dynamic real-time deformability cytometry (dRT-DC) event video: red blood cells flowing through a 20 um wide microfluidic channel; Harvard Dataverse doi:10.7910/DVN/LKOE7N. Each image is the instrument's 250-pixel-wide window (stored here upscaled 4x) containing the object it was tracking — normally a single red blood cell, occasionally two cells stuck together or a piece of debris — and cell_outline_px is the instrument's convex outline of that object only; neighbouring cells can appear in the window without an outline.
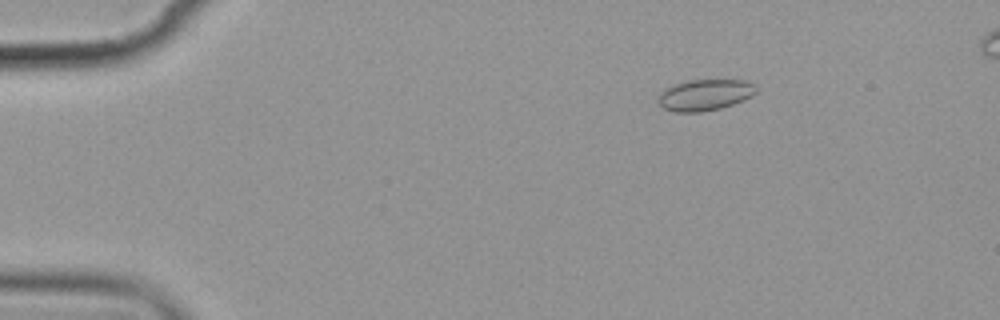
{"species": "common noctule bat (a hibernating species)", "species_latin": "Nyctalus noctula", "temperature_condition": "cold", "stored_images_in_passage": 6, "camera_frame_rate_fps": 3000, "um_per_image_px": 0.085, "animal": {"sex": "female", "body_mass_g": 19.9}, "frame": {"image": 1, "passage_image": 3, "time_ms": 2.333, "image_size_px": [1000, 320], "cell_outline_px": [[756, 92], [752, 96], [744, 100], [720, 108], [700, 112], [676, 112], [664, 108], [656, 100], [660, 92], [664, 88], [688, 80], [748, 80], [756, 84]], "centroid_in_image_um": [59.92, 8.06], "position_along_channel_um": 25.1, "area_um2": 17.92}}
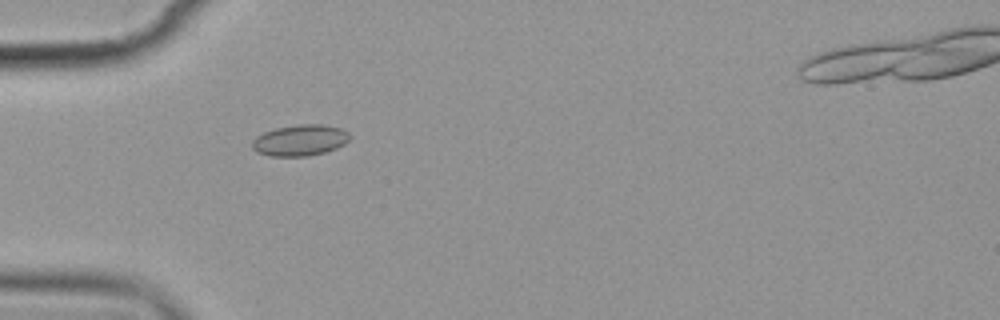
{"frame": {"image": 2, "passage_image": 5, "time_ms": 5.333, "image_size_px": [1000, 320], "cell_outline_px": [[352, 136], [344, 144], [336, 148], [324, 152], [308, 156], [268, 156], [256, 152], [252, 148], [252, 140], [256, 136], [264, 132], [276, 128], [300, 124], [324, 124], [344, 128]], "centroid_in_image_um": [25.51, 11.91], "position_along_channel_um": 59.5, "area_um2": 17.92}}